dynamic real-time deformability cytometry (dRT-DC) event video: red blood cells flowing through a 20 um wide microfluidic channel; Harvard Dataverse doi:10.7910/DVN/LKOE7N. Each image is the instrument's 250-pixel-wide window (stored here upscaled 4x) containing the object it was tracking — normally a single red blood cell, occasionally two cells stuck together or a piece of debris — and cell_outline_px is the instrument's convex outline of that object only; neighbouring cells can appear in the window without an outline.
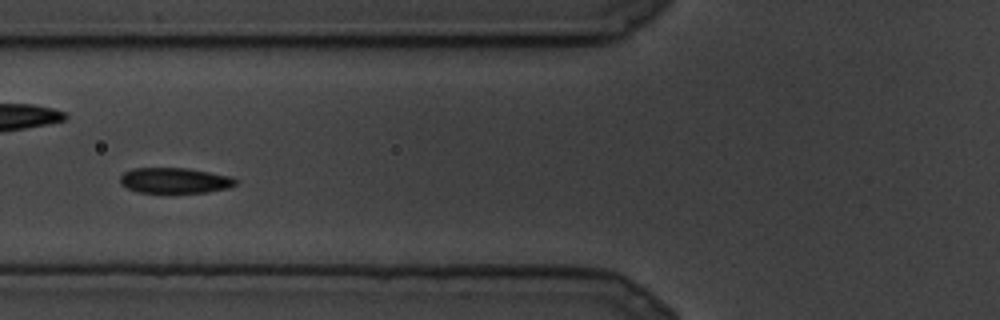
{"species": "common noctule bat (a hibernating species)", "species_latin": "Nyctalus noctula", "temperature_condition": "cold", "stored_images_in_passage": 10, "camera_frame_rate_fps": 3000, "um_per_image_px": 0.085, "animal": {"sex": "male", "body_mass_g": 19.5, "forearm_length_mm": 54.6}, "frame": {"image": 1, "passage_image": 7, "time_ms": 2.0, "image_size_px": [1000, 320], "cell_outline_px": [[236, 184], [228, 188], [208, 192], [140, 192], [128, 188], [120, 184], [120, 176], [124, 172], [132, 168], [188, 168], [232, 176], [236, 180]], "centroid_in_image_um": [14.86, 15.33], "position_along_channel_um": 110.9, "area_um2": 17.11}}
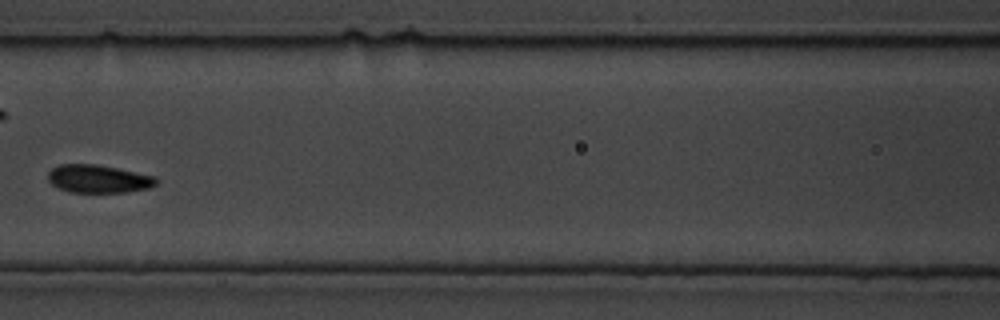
{"frame": {"image": 2, "passage_image": 9, "time_ms": 2.667, "image_size_px": [1000, 320], "cell_outline_px": [[156, 184], [148, 188], [124, 192], [72, 192], [60, 188], [52, 184], [48, 180], [48, 172], [52, 168], [60, 164], [96, 164], [156, 176]], "centroid_in_image_um": [8.34, 15.19], "position_along_channel_um": 158.3, "area_um2": 17.46}}